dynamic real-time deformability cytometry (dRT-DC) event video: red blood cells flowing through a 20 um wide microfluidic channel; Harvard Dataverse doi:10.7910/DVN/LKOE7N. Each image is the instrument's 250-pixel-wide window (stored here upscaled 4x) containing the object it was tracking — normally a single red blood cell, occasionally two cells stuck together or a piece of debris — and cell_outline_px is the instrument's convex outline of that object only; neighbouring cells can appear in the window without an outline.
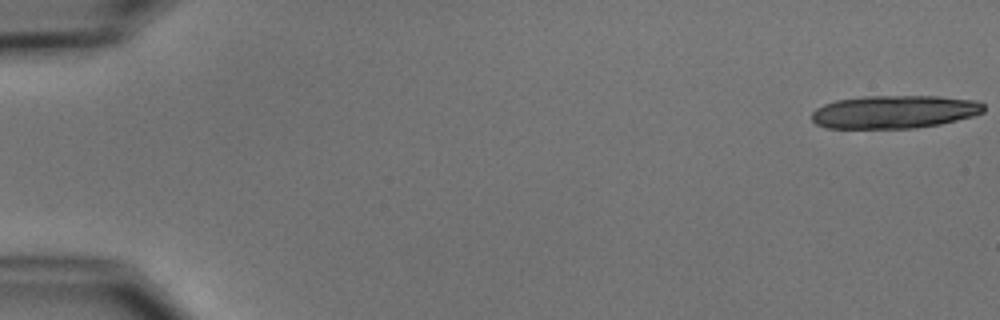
{"species": "common noctule bat (a hibernating species)", "species_latin": "Nyctalus noctula", "temperature_condition": "cold", "stored_images_in_passage": 22, "camera_frame_rate_fps": 3000, "um_per_image_px": 0.085, "animal": {"sex": "male", "body_mass_g": 15.6}, "frame": {"image": 1, "passage_image": 1, "time_ms": 0.0, "image_size_px": [1000, 320], "cell_outline_px": [[984, 112], [972, 116], [940, 124], [916, 128], [824, 128], [816, 124], [812, 120], [812, 112], [816, 108], [824, 104], [836, 100], [864, 96], [936, 96], [976, 100], [984, 104]], "centroid_in_image_um": [76.0, 9.5], "position_along_channel_um": 9.0, "area_um2": 33.23}}